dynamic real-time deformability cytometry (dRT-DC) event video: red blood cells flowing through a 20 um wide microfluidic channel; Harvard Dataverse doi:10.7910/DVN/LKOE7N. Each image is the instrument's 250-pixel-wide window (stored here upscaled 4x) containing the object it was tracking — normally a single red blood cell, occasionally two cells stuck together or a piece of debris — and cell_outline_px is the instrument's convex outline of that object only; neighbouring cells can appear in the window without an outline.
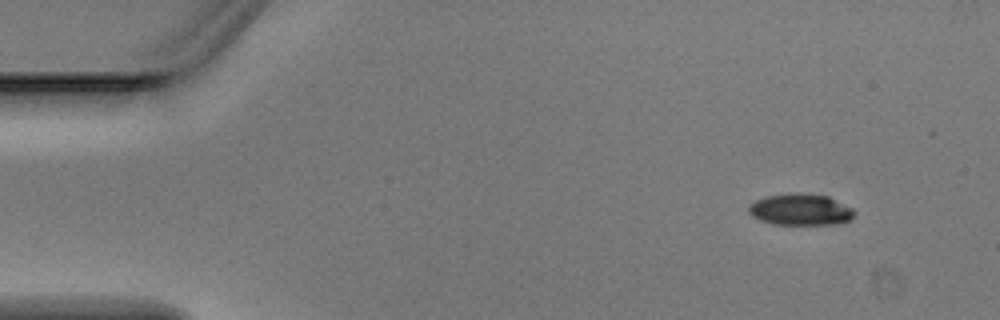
{"species": "Egyptian fruit bat (a non-hibernating species)", "species_latin": "Rousettus aegyptiacus", "temperature_condition": "warm", "stored_images_in_passage": 5, "camera_frame_rate_fps": 3000, "um_per_image_px": 0.085, "animal": {"sex": "male"}, "frame": {"image": 1, "passage_image": 1, "time_ms": 0.0, "image_size_px": [1000, 320], "cell_outline_px": [[856, 212], [852, 220], [840, 224], [772, 224], [760, 220], [752, 216], [748, 212], [748, 204], [764, 196], [800, 192], [828, 196], [852, 208]], "centroid_in_image_um": [68.04, 17.81], "position_along_channel_um": 17.0, "area_um2": 19.65}}
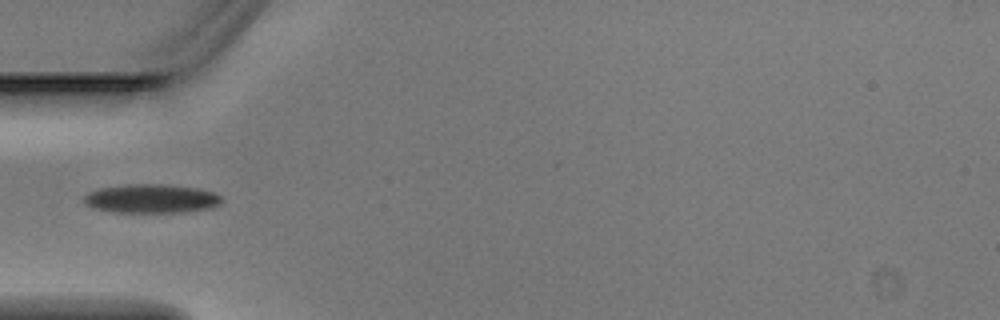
{"frame": {"image": 2, "passage_image": 4, "time_ms": 1.0, "image_size_px": [1000, 320], "cell_outline_px": [[224, 200], [220, 204], [212, 208], [184, 212], [112, 212], [96, 208], [84, 204], [84, 196], [88, 192], [100, 188], [128, 184], [168, 184], [200, 188], [212, 192], [220, 196]], "centroid_in_image_um": [12.9, 16.88], "position_along_channel_um": 72.1, "area_um2": 23.35}}